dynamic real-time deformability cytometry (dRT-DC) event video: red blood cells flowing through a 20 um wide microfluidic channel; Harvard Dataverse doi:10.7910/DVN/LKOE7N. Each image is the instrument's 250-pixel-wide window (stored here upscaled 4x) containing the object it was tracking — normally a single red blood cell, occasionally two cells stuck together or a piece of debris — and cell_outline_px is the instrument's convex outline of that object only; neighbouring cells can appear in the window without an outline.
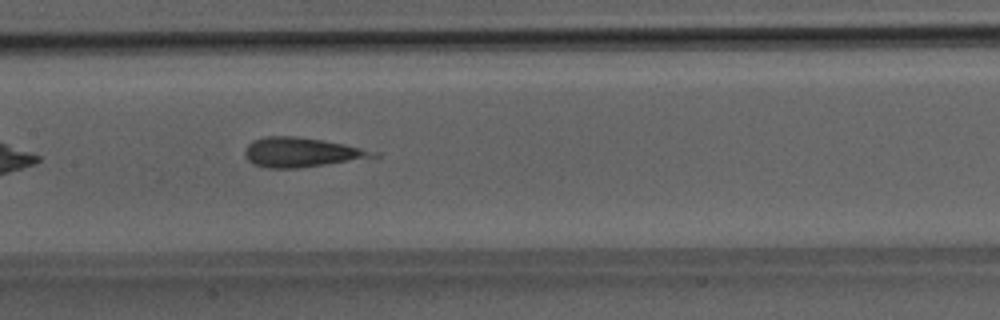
{"species": "Egyptian fruit bat (a non-hibernating species)", "species_latin": "Rousettus aegyptiacus", "temperature_condition": "room temperature", "stored_images_in_passage": 36, "camera_frame_rate_fps": 3000, "um_per_image_px": 0.085, "animal": {"sex": "male"}, "frame": {"image": 1, "passage_image": 11, "time_ms": 3.333, "image_size_px": [1000, 320], "cell_outline_px": [[380, 156], [296, 168], [268, 168], [252, 164], [244, 156], [244, 152], [248, 144], [252, 140], [264, 136], [296, 136], [324, 140], [344, 144], [380, 152]], "centroid_in_image_um": [25.58, 12.93], "position_along_channel_um": 181.8, "area_um2": 22.02}}
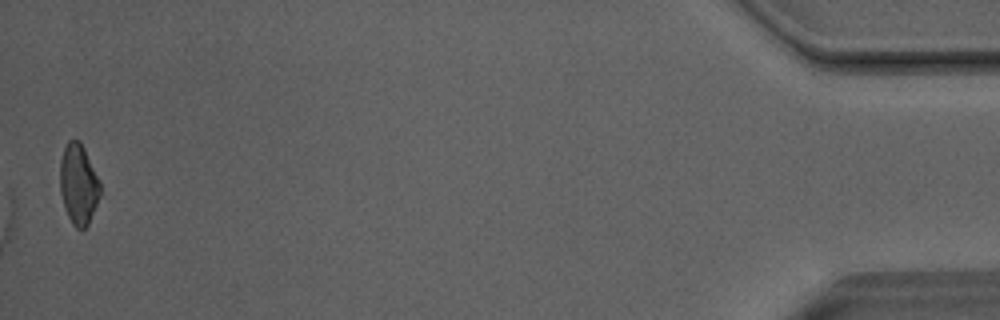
{"frame": {"image": 2, "passage_image": 36, "time_ms": 11.667, "image_size_px": [1000, 320], "cell_outline_px": [[100, 196], [88, 224], [84, 228], [76, 228], [72, 224], [64, 208], [60, 192], [60, 160], [64, 148], [68, 140], [80, 140], [100, 180]], "centroid_in_image_um": [6.66, 15.65], "position_along_channel_um": 428.5, "area_um2": 18.84}}